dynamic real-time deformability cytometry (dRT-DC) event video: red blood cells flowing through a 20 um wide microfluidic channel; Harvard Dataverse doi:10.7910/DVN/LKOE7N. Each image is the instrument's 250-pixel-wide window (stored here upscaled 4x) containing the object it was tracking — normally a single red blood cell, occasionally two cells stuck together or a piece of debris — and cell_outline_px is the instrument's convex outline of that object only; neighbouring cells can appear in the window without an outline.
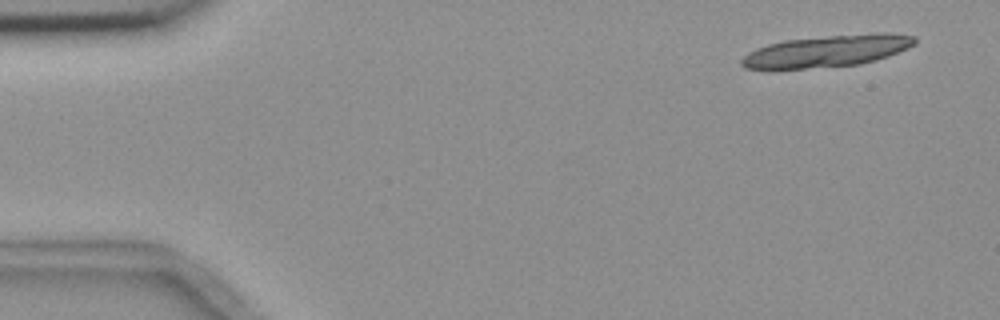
{"species": "common noctule bat (a hibernating species)", "species_latin": "Nyctalus noctula", "temperature_condition": "room temperature", "stored_images_in_passage": 5, "camera_frame_rate_fps": 3000, "um_per_image_px": 0.085, "animal": {"sex": "female", "body_mass_g": 18.4}, "frame": {"image": 1, "passage_image": 1, "time_ms": 0.0, "image_size_px": [1000, 320], "cell_outline_px": [[916, 44], [908, 48], [888, 56], [876, 60], [860, 64], [804, 68], [744, 68], [740, 64], [740, 60], [748, 52], [756, 48], [768, 44], [784, 40], [876, 32], [888, 32], [916, 36]], "centroid_in_image_um": [70.35, 4.32], "position_along_channel_um": 14.6, "area_um2": 31.91}}